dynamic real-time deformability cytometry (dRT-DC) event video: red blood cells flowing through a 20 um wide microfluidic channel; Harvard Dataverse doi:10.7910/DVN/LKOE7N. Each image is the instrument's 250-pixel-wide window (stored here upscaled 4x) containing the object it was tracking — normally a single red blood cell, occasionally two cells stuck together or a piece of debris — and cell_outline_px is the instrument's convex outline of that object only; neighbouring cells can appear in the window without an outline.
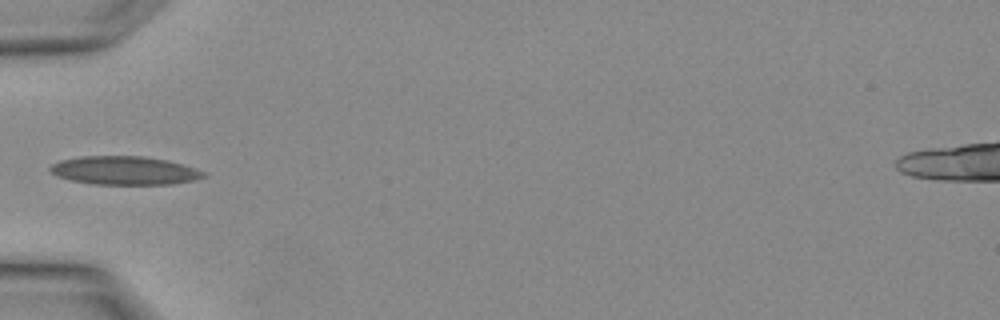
{"species": "Egyptian fruit bat (a non-hibernating species)", "species_latin": "Rousettus aegyptiacus", "temperature_condition": "warm", "stored_images_in_passage": 3, "camera_frame_rate_fps": 3000, "um_per_image_px": 0.085, "animal": {"sex": "female"}, "frame": {"image": 1, "passage_image": 3, "time_ms": 0.667, "image_size_px": [1000, 320], "cell_outline_px": [[208, 176], [196, 180], [172, 184], [92, 184], [72, 180], [60, 176], [52, 172], [48, 168], [52, 164], [60, 160], [80, 156], [144, 156], [168, 160], [196, 168], [208, 172]], "centroid_in_image_um": [10.66, 14.49], "position_along_channel_um": 74.3, "area_um2": 25.61}}